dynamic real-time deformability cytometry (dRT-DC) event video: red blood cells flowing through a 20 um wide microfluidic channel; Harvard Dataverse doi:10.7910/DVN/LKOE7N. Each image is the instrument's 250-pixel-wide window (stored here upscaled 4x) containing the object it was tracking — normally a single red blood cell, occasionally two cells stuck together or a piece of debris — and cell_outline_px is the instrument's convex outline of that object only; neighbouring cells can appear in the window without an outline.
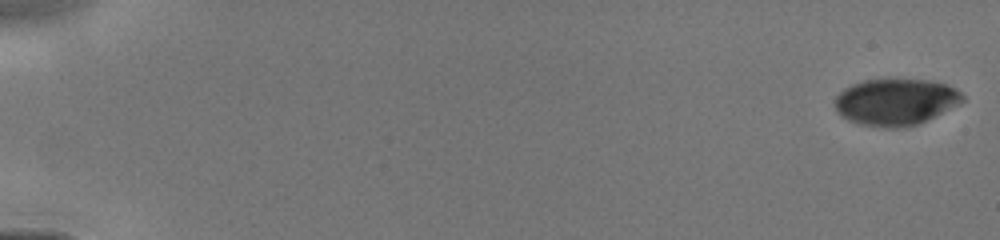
{"species": "human", "species_latin": "Homo sapiens", "temperature_condition": "cold", "stored_images_in_passage": 63, "camera_frame_rate_fps": 3000, "um_per_image_px": 0.085, "donor": {"sex": "male"}, "frame": {"image": 1, "passage_image": 1, "time_ms": 0.0, "image_size_px": [1000, 240], "cell_outline_px": [[964, 100], [916, 124], [900, 128], [884, 128], [860, 124], [848, 120], [840, 116], [836, 112], [836, 96], [844, 88], [852, 84], [864, 80], [896, 76], [928, 80], [944, 84], [956, 88], [964, 96]], "centroid_in_image_um": [76.07, 8.61], "position_along_channel_um": 8.9, "area_um2": 35.03}}
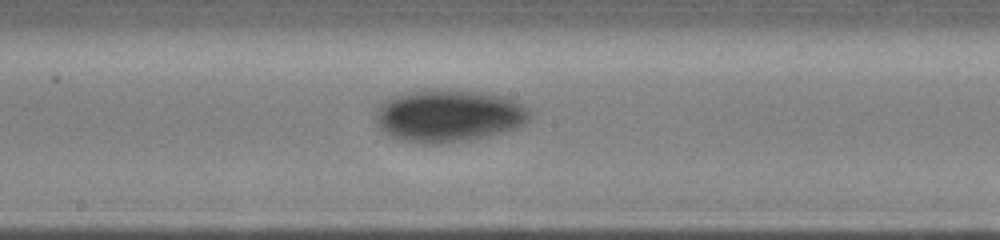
{"frame": {"image": 2, "passage_image": 36, "time_ms": 8.667, "image_size_px": [1000, 240], "cell_outline_px": [[532, 116], [524, 124], [516, 128], [504, 132], [488, 136], [468, 140], [436, 144], [428, 144], [400, 140], [384, 132], [380, 128], [376, 120], [376, 112], [380, 104], [384, 100], [392, 96], [424, 88], [432, 88], [480, 92], [504, 96], [516, 100], [528, 108]], "centroid_in_image_um": [38.15, 9.82], "position_along_channel_um": 210.1, "area_um2": 47.51}}
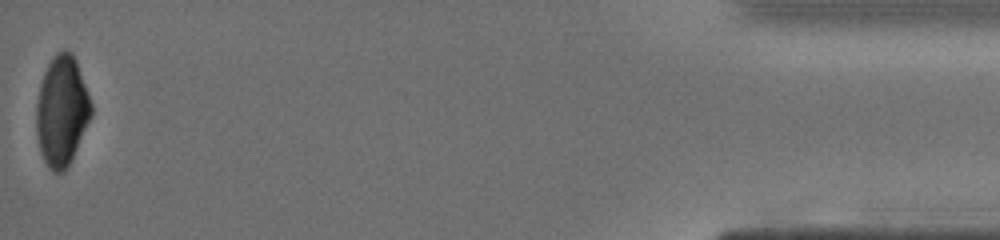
{"frame": {"image": 3, "passage_image": 62, "time_ms": 15.333, "image_size_px": [1000, 240], "cell_outline_px": [[92, 116], [72, 160], [64, 172], [52, 172], [48, 168], [40, 152], [36, 132], [36, 104], [40, 84], [44, 72], [48, 64], [56, 52], [64, 48], [72, 52], [76, 60], [92, 104]], "centroid_in_image_um": [5.25, 9.44], "position_along_channel_um": 429.9, "area_um2": 35.55}}